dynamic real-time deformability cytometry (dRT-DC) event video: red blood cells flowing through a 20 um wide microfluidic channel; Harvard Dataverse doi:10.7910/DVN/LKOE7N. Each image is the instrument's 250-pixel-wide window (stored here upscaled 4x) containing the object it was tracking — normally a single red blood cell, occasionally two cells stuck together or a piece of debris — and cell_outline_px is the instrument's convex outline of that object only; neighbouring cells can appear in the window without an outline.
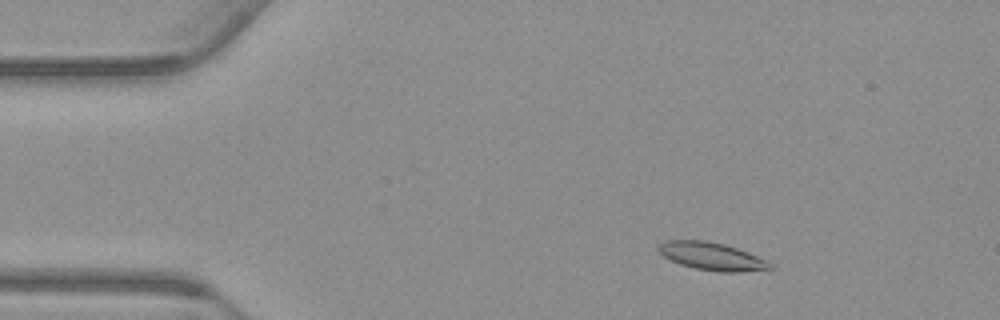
{"species": "common noctule bat (a hibernating species)", "species_latin": "Nyctalus noctula", "temperature_condition": "warm", "stored_images_in_passage": 15, "camera_frame_rate_fps": 3000, "um_per_image_px": 0.085, "animal": {"sex": "male", "body_mass_g": 23.1, "forearm_length_mm": 52.7}, "frame": {"image": 1, "passage_image": 7, "time_ms": 2.0, "image_size_px": [1000, 320], "cell_outline_px": [[776, 268], [740, 272], [720, 272], [696, 268], [680, 264], [664, 256], [656, 248], [656, 244], [664, 240], [704, 240], [724, 244], [748, 252], [772, 264]], "centroid_in_image_um": [60.47, 21.77], "position_along_channel_um": 24.5, "area_um2": 17.98}}